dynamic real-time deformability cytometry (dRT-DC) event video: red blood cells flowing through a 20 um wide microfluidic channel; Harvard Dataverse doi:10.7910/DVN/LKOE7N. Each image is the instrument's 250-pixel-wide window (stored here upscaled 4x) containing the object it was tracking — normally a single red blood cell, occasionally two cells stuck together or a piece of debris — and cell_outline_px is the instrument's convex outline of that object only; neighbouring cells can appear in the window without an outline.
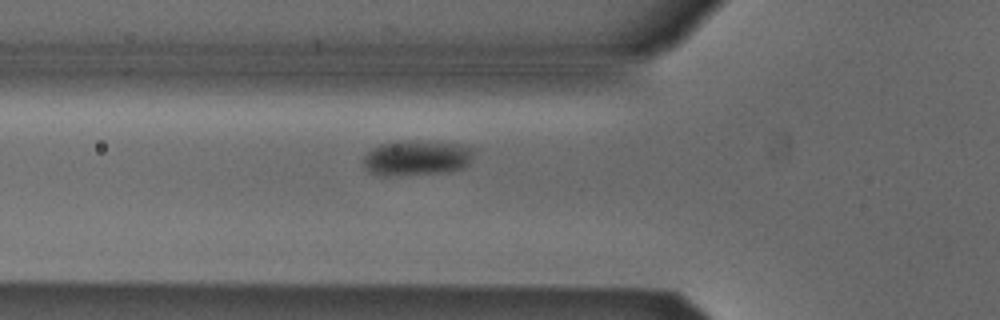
{"species": "Egyptian fruit bat (a non-hibernating species)", "species_latin": "Rousettus aegyptiacus", "temperature_condition": "cold", "stored_images_in_passage": 33, "camera_frame_rate_fps": 3000, "um_per_image_px": 0.085, "animal": {"sex": "male"}, "frame": {"image": 1, "passage_image": 2, "time_ms": 0.333, "image_size_px": [1000, 320], "cell_outline_px": [[472, 156], [468, 164], [464, 168], [448, 172], [384, 176], [380, 176], [368, 172], [364, 168], [364, 156], [372, 148], [380, 144], [396, 140], [432, 140], [464, 144], [472, 148]], "centroid_in_image_um": [35.41, 13.4], "position_along_channel_um": 90.4, "area_um2": 23.29}}
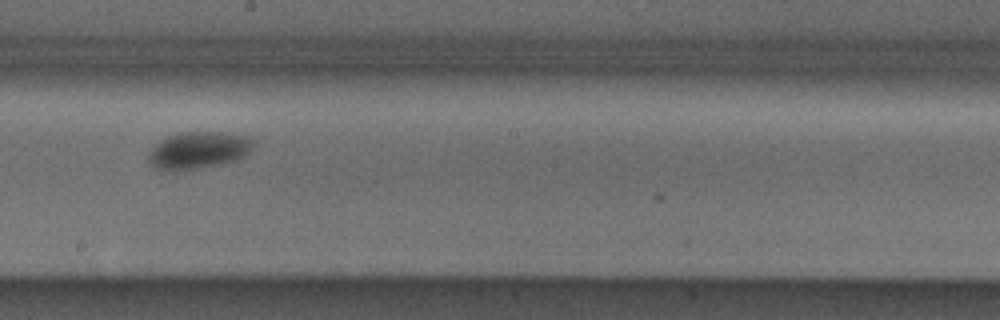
{"frame": {"image": 2, "passage_image": 13, "time_ms": 4.0, "image_size_px": [1000, 320], "cell_outline_px": [[256, 140], [248, 152], [244, 156], [236, 160], [220, 164], [200, 168], [172, 172], [156, 168], [148, 160], [148, 152], [160, 140], [168, 136], [180, 132], [220, 132], [244, 136]], "centroid_in_image_um": [16.83, 12.78], "position_along_channel_um": 231.4, "area_um2": 22.66}}
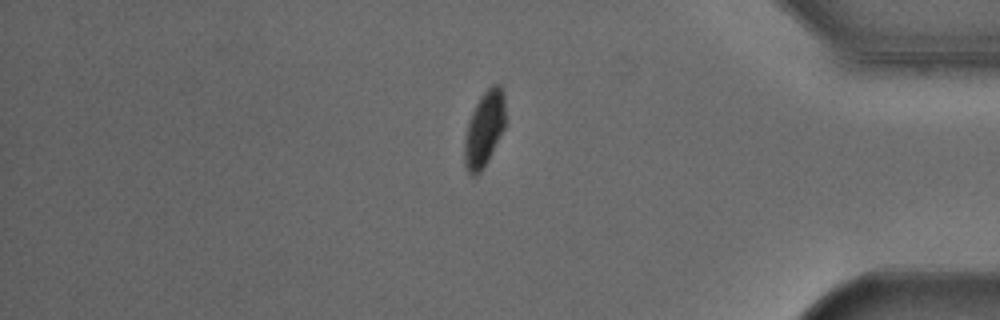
{"frame": {"image": 3, "passage_image": 28, "time_ms": 9.0, "image_size_px": [1000, 320], "cell_outline_px": [[508, 120], [484, 168], [476, 176], [468, 176], [464, 164], [464, 140], [468, 124], [472, 112], [480, 96], [492, 84], [500, 84], [504, 92]], "centroid_in_image_um": [41.19, 10.96], "position_along_channel_um": 394.0, "area_um2": 18.5}}